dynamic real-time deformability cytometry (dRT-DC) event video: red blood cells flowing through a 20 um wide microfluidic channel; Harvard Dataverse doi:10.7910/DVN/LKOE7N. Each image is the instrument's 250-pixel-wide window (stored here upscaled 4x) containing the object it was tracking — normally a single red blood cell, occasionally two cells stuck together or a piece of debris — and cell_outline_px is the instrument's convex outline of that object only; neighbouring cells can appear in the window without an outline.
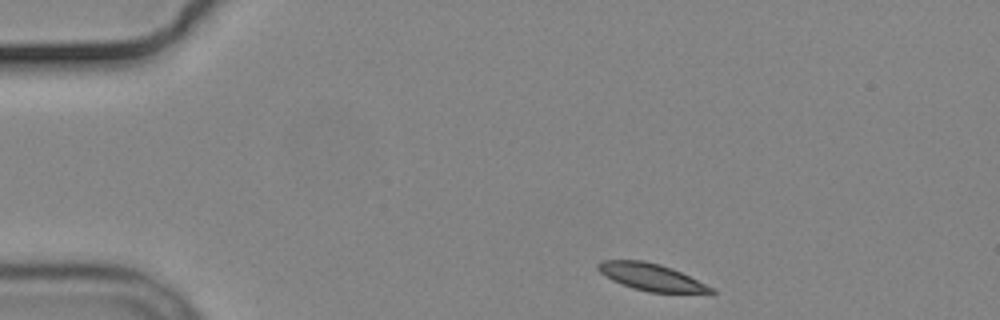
{"species": "common noctule bat (a hibernating species)", "species_latin": "Nyctalus noctula", "temperature_condition": "cold", "stored_images_in_passage": 48, "camera_frame_rate_fps": 3000, "um_per_image_px": 0.085, "animal": {"sex": "male", "body_mass_g": 19.2, "forearm_length_mm": 51.8}, "frame": {"image": 1, "passage_image": 1, "time_ms": 0.0, "image_size_px": [1000, 320], "cell_outline_px": [[716, 292], [648, 292], [632, 288], [612, 280], [600, 272], [596, 268], [596, 264], [600, 260], [644, 260], [660, 264], [672, 268], [716, 288]], "centroid_in_image_um": [55.33, 23.53], "position_along_channel_um": 29.7, "area_um2": 17.8}}
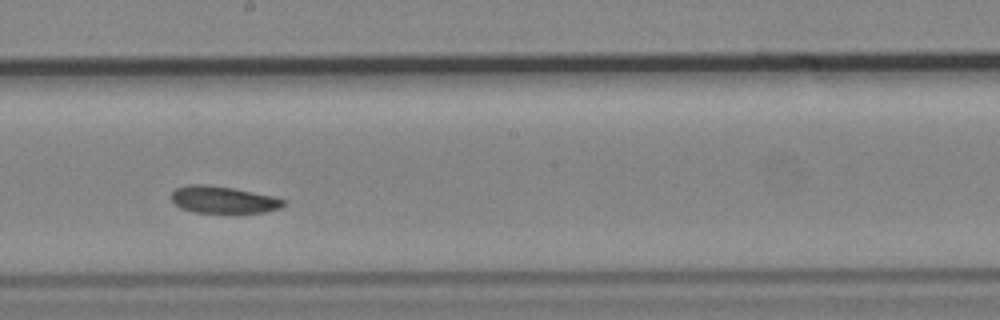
{"frame": {"image": 2, "passage_image": 23, "time_ms": 7.333, "image_size_px": [1000, 320], "cell_outline_px": [[288, 204], [280, 208], [264, 212], [192, 212], [180, 208], [172, 200], [172, 192], [176, 188], [188, 184], [204, 184], [232, 188], [272, 196], [288, 200]], "centroid_in_image_um": [19.0, 16.97], "position_along_channel_um": 229.2, "area_um2": 17.57}}
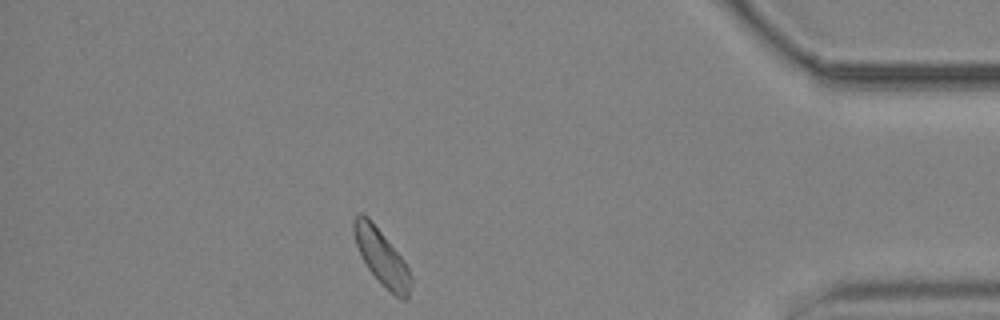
{"frame": {"image": 3, "passage_image": 41, "time_ms": 13.333, "image_size_px": [1000, 320], "cell_outline_px": [[412, 280], [408, 300], [400, 300], [368, 268], [356, 244], [352, 228], [352, 220], [360, 212], [368, 216], [404, 260], [412, 276]], "centroid_in_image_um": [32.45, 21.84], "position_along_channel_um": 402.7, "area_um2": 18.15}, "authors_computed_cell_mechanics": {"area_um2": 18.496, "velocity_mm_per_s": 3.6049, "shape_relaxation_time_tau1_ms": null, "shape_relaxation_time_tau2_ms": 5.5968, "deformation_change_tau1": null, "deformation_change_tau2": 0.0989}}